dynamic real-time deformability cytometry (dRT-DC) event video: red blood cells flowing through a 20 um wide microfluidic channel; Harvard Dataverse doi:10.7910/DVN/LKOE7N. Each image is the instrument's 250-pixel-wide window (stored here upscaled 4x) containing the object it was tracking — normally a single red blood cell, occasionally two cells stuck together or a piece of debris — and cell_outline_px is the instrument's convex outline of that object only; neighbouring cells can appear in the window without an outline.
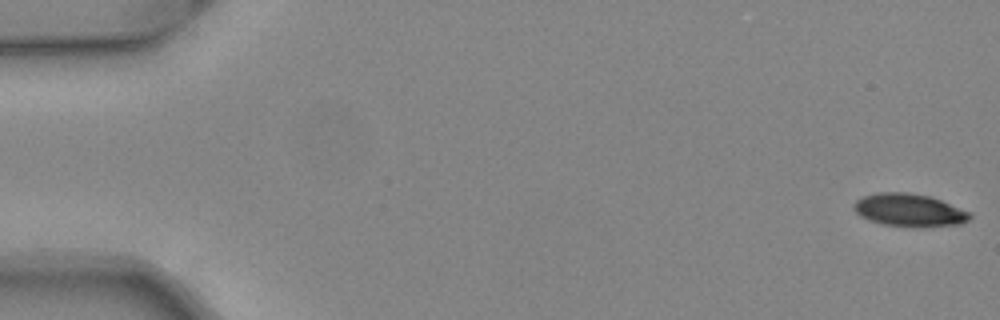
{"species": "common noctule bat (a hibernating species)", "species_latin": "Nyctalus noctula", "temperature_condition": "warm", "stored_images_in_passage": 4, "camera_frame_rate_fps": 3000, "um_per_image_px": 0.085, "animal": {"sex": "female", "body_mass_g": 24.6, "forearm_length_mm": 56.2}, "frame": {"image": 1, "passage_image": 1, "time_ms": 0.0, "image_size_px": [1000, 320], "cell_outline_px": [[972, 216], [968, 220], [960, 224], [884, 224], [868, 220], [860, 216], [852, 208], [852, 204], [856, 200], [864, 196], [876, 192], [908, 192], [928, 196], [940, 200], [968, 212]], "centroid_in_image_um": [77.18, 17.8], "position_along_channel_um": 7.8, "area_um2": 21.1}}